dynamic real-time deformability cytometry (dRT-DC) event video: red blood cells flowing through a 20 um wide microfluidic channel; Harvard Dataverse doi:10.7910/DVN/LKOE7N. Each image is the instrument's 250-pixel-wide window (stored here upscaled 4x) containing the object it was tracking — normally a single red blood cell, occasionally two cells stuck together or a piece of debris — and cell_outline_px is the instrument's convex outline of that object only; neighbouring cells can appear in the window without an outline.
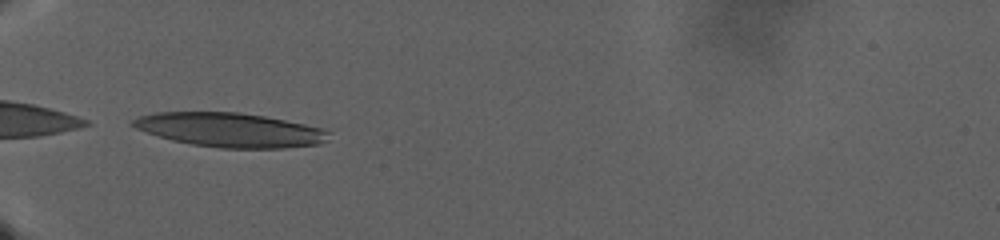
{"species": "human", "species_latin": "Homo sapiens", "temperature_condition": "warm", "stored_images_in_passage": 79, "camera_frame_rate_fps": 3000, "um_per_image_px": 0.085, "donor": {"sex": "male"}, "frame": {"image": 1, "passage_image": 1, "time_ms": 0.0, "image_size_px": [1000, 240], "cell_outline_px": [[332, 132], [328, 140], [320, 144], [284, 148], [220, 148], [192, 144], [172, 140], [136, 128], [128, 124], [132, 120], [140, 116], [156, 112], [240, 112], [264, 116], [304, 124], [320, 128]], "centroid_in_image_um": [19.58, 11.04], "position_along_channel_um": 65.4, "area_um2": 38.96}}
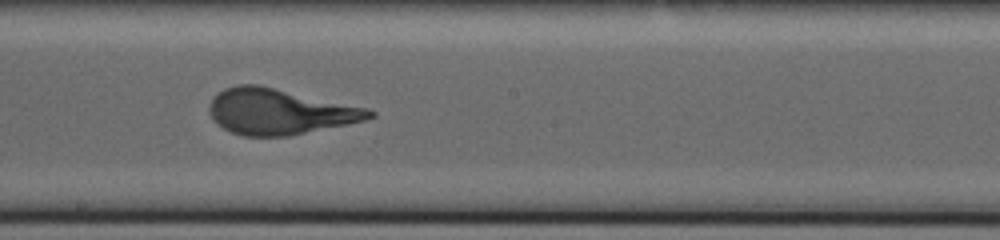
{"frame": {"image": 2, "passage_image": 33, "time_ms": 10.667, "image_size_px": [1000, 240], "cell_outline_px": [[376, 116], [364, 120], [288, 136], [244, 136], [232, 132], [224, 128], [212, 116], [208, 108], [212, 100], [224, 88], [240, 84], [260, 84], [368, 108], [376, 112]], "centroid_in_image_um": [23.78, 9.47], "position_along_channel_um": 224.4, "area_um2": 42.19}}
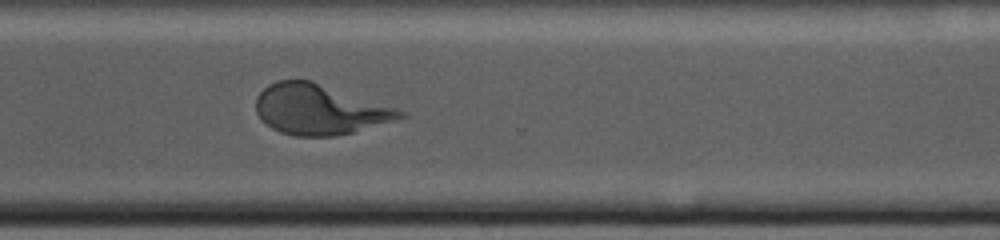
{"frame": {"image": 3, "passage_image": 55, "time_ms": 18.0, "image_size_px": [1000, 240], "cell_outline_px": [[408, 116], [352, 132], [332, 136], [296, 136], [280, 132], [272, 128], [260, 120], [256, 112], [256, 96], [268, 84], [276, 80], [312, 80], [396, 108], [404, 112]], "centroid_in_image_um": [27.1, 9.29], "position_along_channel_um": 343.5, "area_um2": 41.96}}